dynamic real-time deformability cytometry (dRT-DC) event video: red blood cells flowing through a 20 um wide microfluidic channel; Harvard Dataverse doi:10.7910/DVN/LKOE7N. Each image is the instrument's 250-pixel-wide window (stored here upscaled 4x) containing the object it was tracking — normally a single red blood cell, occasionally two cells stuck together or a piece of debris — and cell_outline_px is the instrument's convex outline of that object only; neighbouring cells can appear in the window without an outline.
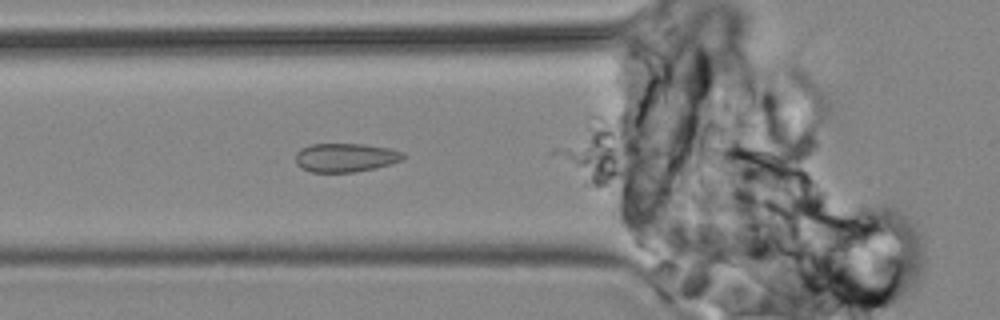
{"species": "common noctule bat (a hibernating species)", "species_latin": "Nyctalus noctula", "temperature_condition": "cold", "stored_images_in_passage": 12, "camera_frame_rate_fps": 3000, "um_per_image_px": 0.085, "animal": {"sex": "male", "body_mass_g": 19.2, "forearm_length_mm": 51.8}, "frame": {"image": 1, "passage_image": 12, "time_ms": 14.333, "image_size_px": [1000, 320], "cell_outline_px": [[404, 156], [400, 160], [392, 164], [376, 168], [356, 172], [312, 172], [300, 168], [296, 164], [296, 152], [300, 148], [312, 144], [364, 144], [392, 148], [404, 152]], "centroid_in_image_um": [29.37, 13.39], "position_along_channel_um": 96.4, "area_um2": 18.26}}